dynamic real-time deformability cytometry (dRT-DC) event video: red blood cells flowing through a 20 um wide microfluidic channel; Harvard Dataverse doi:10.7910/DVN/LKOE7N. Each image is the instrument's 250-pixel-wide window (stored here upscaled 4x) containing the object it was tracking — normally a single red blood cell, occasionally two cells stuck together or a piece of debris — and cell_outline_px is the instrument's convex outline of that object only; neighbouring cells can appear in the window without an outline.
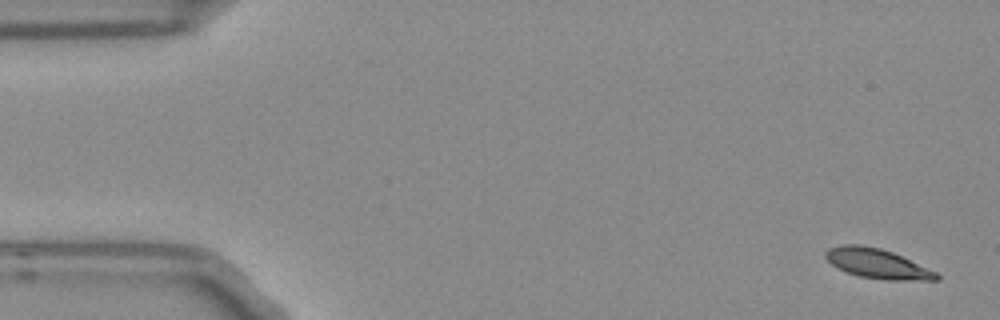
{"species": "Egyptian fruit bat (a non-hibernating species)", "species_latin": "Rousettus aegyptiacus", "temperature_condition": "room temperature", "stored_images_in_passage": 9, "camera_frame_rate_fps": 3000, "um_per_image_px": 0.085, "frame": {"image": 1, "passage_image": 1, "time_ms": 0.0, "image_size_px": [1000, 320], "cell_outline_px": [[940, 280], [888, 280], [860, 276], [848, 272], [832, 264], [824, 256], [824, 252], [828, 248], [844, 244], [860, 244], [880, 248], [892, 252], [936, 272], [940, 276]], "centroid_in_image_um": [74.56, 22.4], "position_along_channel_um": 10.4, "area_um2": 18.9}}
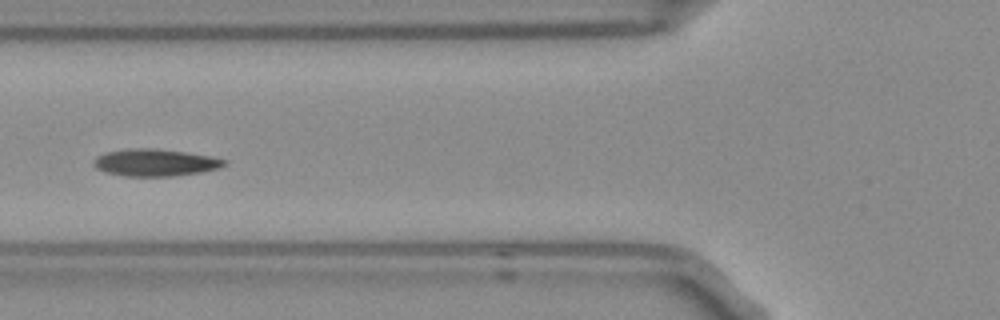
{"frame": {"image": 2, "passage_image": 6, "time_ms": 1.667, "image_size_px": [1000, 320], "cell_outline_px": [[228, 164], [220, 168], [200, 172], [172, 176], [124, 176], [104, 172], [96, 168], [92, 164], [92, 160], [96, 156], [108, 152], [136, 148], [152, 148], [184, 152], [212, 156], [228, 160]], "centroid_in_image_um": [13.2, 13.82], "position_along_channel_um": 112.6, "area_um2": 20.69}}